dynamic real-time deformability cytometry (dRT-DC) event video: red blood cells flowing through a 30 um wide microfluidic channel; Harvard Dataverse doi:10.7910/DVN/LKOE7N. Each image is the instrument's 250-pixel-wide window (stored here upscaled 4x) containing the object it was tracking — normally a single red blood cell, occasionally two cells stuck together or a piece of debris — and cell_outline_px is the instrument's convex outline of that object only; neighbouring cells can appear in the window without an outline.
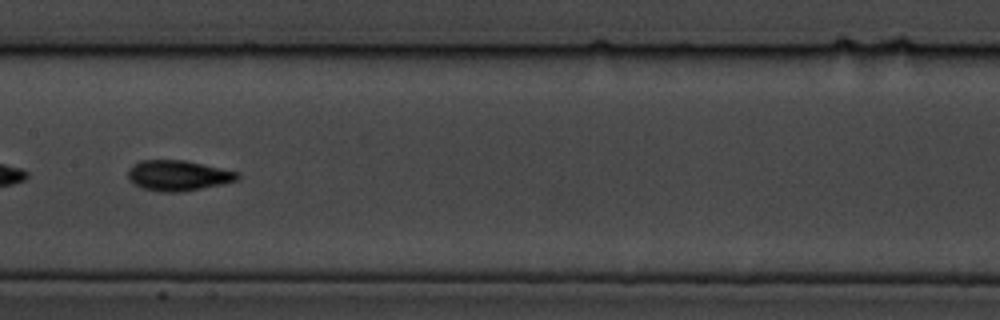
{"species": "common noctule bat (a hibernating species)", "species_latin": "Nyctalus noctula", "temperature_condition": "cold", "stored_images_in_passage": 42, "camera_frame_rate_fps": 3000, "um_per_image_px": 0.085, "animal": {"sex": "male", "body_mass_g": 19.5, "forearm_length_mm": 54.6}, "frame": {"image": 1, "passage_image": 13, "time_ms": 4.0, "image_size_px": [1000, 320], "cell_outline_px": [[240, 176], [236, 180], [224, 184], [180, 192], [160, 192], [144, 188], [128, 180], [128, 168], [132, 164], [140, 160], [184, 160], [204, 164], [240, 172]], "centroid_in_image_um": [15.14, 14.91], "position_along_channel_um": 192.3, "area_um2": 19.54}}
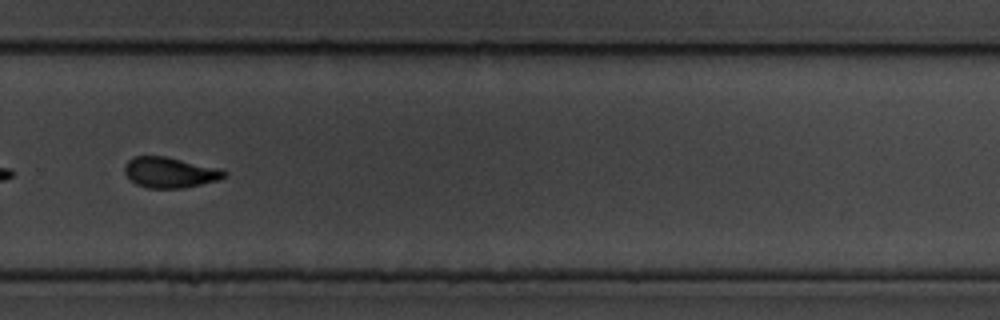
{"frame": {"image": 2, "passage_image": 24, "time_ms": 7.667, "image_size_px": [1000, 320], "cell_outline_px": [[228, 176], [220, 180], [184, 188], [148, 188], [136, 184], [124, 172], [124, 164], [132, 156], [164, 156], [220, 168], [228, 172]], "centroid_in_image_um": [14.47, 14.66], "position_along_channel_um": 315.3, "area_um2": 17.92}, "authors_computed_cell_mechanics": {"area_um2": 18.1781, "velocity_mm_per_s": 3.3753, "shape_relaxation_time_tau1_ms": 2.8752, "shape_relaxation_time_tau2_ms": 2.873, "deformation_change_tau1": 0.1351, "deformation_change_tau2": 0.0741}}